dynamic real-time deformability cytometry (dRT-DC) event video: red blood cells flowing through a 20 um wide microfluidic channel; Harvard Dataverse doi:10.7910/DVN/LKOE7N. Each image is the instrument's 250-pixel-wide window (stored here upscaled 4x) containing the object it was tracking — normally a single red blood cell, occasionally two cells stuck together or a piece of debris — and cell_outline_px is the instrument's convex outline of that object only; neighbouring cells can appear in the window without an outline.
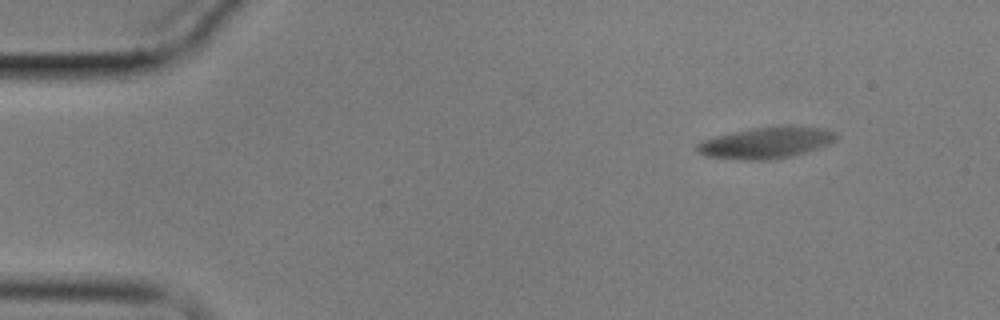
{"species": "common noctule bat (a hibernating species)", "species_latin": "Nyctalus noctula", "temperature_condition": "cold", "stored_images_in_passage": 4, "camera_frame_rate_fps": 3000, "um_per_image_px": 0.085, "animal": {"sex": "male", "body_mass_g": 17.9}, "frame": {"image": 1, "passage_image": 1, "time_ms": 0.0, "image_size_px": [1000, 320], "cell_outline_px": [[836, 140], [828, 144], [808, 152], [768, 160], [748, 160], [704, 156], [696, 148], [696, 144], [700, 140], [716, 136], [752, 128], [784, 124], [792, 124], [824, 128], [836, 132]], "centroid_in_image_um": [65.16, 12.1], "position_along_channel_um": 19.8, "area_um2": 25.72}}